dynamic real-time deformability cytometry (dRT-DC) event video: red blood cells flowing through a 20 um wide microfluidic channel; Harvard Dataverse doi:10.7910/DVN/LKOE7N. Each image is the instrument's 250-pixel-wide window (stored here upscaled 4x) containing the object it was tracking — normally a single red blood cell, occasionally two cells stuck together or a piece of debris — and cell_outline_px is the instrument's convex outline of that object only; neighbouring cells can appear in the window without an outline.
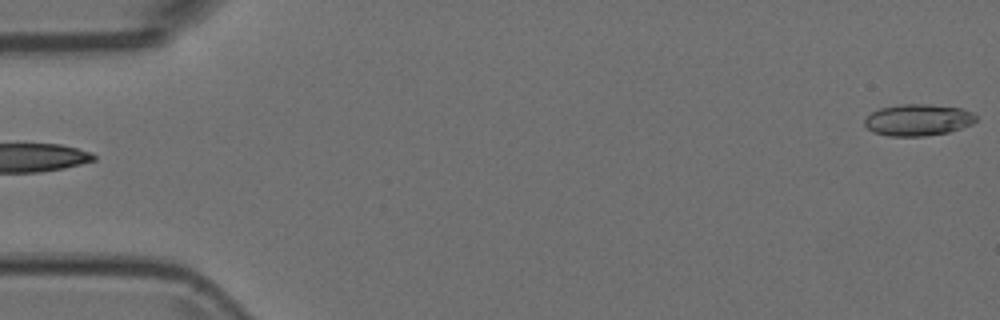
{"species": "Egyptian fruit bat (a non-hibernating species)", "species_latin": "Rousettus aegyptiacus", "temperature_condition": "room temperature", "stored_images_in_passage": 23, "camera_frame_rate_fps": 3000, "um_per_image_px": 0.085, "animal": {"sex": "female"}, "frame": {"image": 1, "passage_image": 1, "time_ms": 0.0, "image_size_px": [1000, 320], "cell_outline_px": [[976, 120], [972, 124], [948, 132], [924, 136], [888, 136], [872, 132], [864, 124], [864, 120], [872, 112], [880, 108], [900, 104], [928, 104], [960, 108], [972, 112], [976, 116]], "centroid_in_image_um": [78.01, 10.19], "position_along_channel_um": 7.0, "area_um2": 20.46}}
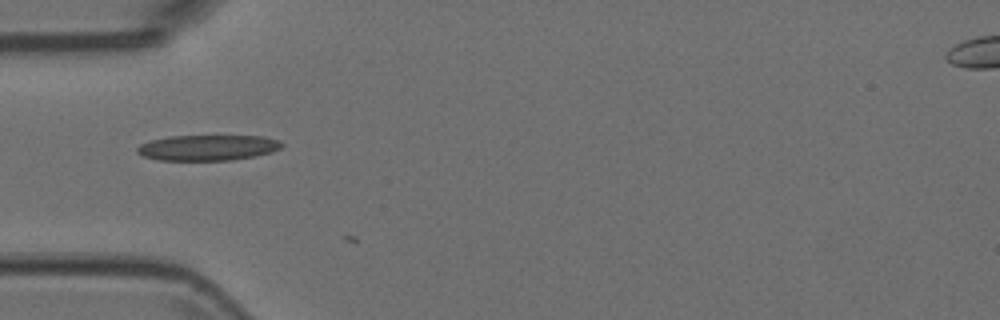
{"frame": {"image": 2, "passage_image": 17, "time_ms": 5.333, "image_size_px": [1000, 320], "cell_outline_px": [[284, 144], [280, 148], [272, 152], [256, 156], [232, 160], [156, 160], [144, 156], [136, 152], [136, 148], [140, 144], [152, 140], [168, 136], [264, 136], [280, 140]], "centroid_in_image_um": [17.68, 12.55], "position_along_channel_um": 67.3, "area_um2": 21.68}}
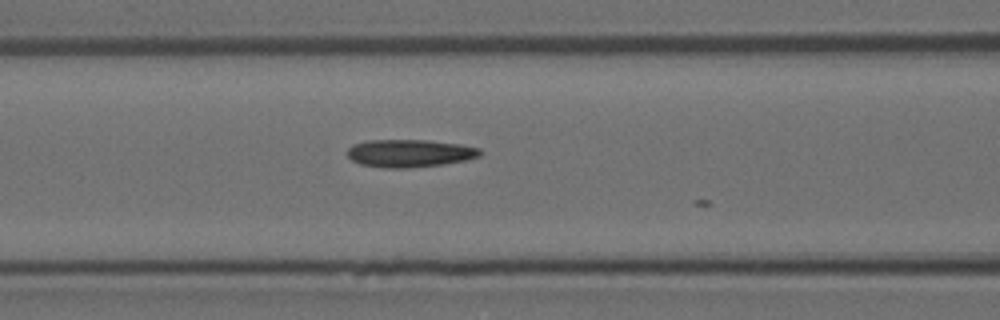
{"frame": {"image": 3, "passage_image": 22, "time_ms": 7.0, "image_size_px": [1000, 320], "cell_outline_px": [[480, 156], [464, 160], [444, 164], [408, 168], [384, 168], [360, 164], [352, 160], [348, 156], [348, 148], [352, 144], [368, 140], [428, 140], [460, 144], [480, 148]], "centroid_in_image_um": [34.8, 13.02], "position_along_channel_um": 131.8, "area_um2": 21.44}}